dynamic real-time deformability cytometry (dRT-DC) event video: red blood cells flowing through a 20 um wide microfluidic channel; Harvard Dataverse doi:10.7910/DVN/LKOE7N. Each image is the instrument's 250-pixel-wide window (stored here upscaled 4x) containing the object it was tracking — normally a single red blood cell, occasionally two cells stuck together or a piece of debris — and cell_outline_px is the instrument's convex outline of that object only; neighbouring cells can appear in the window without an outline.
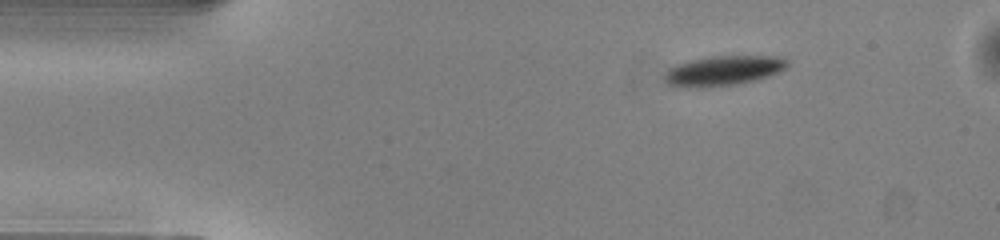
{"species": "common noctule bat (a hibernating species)", "species_latin": "Nyctalus noctula", "temperature_condition": "warm", "stored_images_in_passage": 44, "camera_frame_rate_fps": 3000, "um_per_image_px": 0.085, "animal": {"sex": "male", "body_mass_g": 13.0, "forearm_length_mm": 53.1}, "frame": {"image": 1, "passage_image": 1, "time_ms": 0.0, "image_size_px": [1000, 240], "cell_outline_px": [[788, 64], [780, 72], [768, 76], [736, 84], [704, 88], [696, 88], [668, 84], [664, 80], [664, 76], [668, 68], [676, 64], [688, 60], [712, 56], [780, 56], [788, 60]], "centroid_in_image_um": [61.46, 6.0], "position_along_channel_um": 23.5, "area_um2": 21.39}}
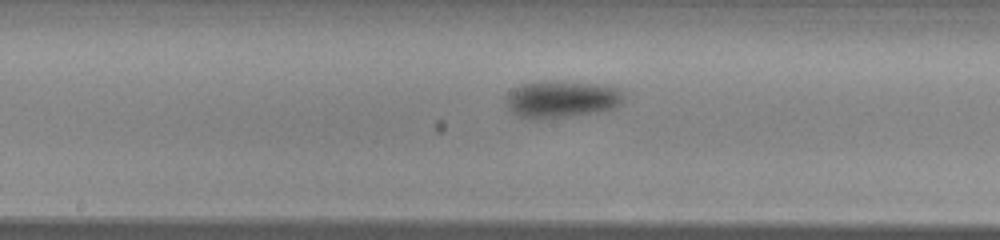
{"frame": {"image": 2, "passage_image": 19, "time_ms": 6.0, "image_size_px": [1000, 240], "cell_outline_px": [[624, 96], [620, 104], [616, 108], [596, 112], [568, 116], [520, 116], [512, 112], [508, 108], [508, 92], [512, 88], [520, 84], [540, 80], [544, 80], [600, 84], [616, 88]], "centroid_in_image_um": [47.75, 8.38], "position_along_channel_um": 200.4, "area_um2": 24.74}}
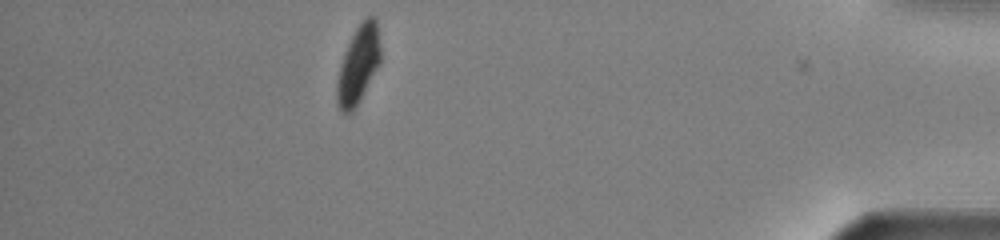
{"frame": {"image": 3, "passage_image": 38, "time_ms": 12.333, "image_size_px": [1000, 240], "cell_outline_px": [[380, 64], [356, 108], [352, 112], [340, 112], [336, 100], [336, 84], [340, 64], [344, 52], [356, 28], [372, 12], [376, 16], [380, 44]], "centroid_in_image_um": [30.46, 5.51], "position_along_channel_um": 404.7, "area_um2": 20.0}, "authors_computed_cell_mechanics": {"area_um2": 22.8021, "velocity_mm_per_s": 4.0831, "shape_relaxation_time_tau1_ms": 1.2739, "shape_relaxation_time_tau2_ms": null, "deformation_change_tau1": 0.0993, "deformation_change_tau2": null}}